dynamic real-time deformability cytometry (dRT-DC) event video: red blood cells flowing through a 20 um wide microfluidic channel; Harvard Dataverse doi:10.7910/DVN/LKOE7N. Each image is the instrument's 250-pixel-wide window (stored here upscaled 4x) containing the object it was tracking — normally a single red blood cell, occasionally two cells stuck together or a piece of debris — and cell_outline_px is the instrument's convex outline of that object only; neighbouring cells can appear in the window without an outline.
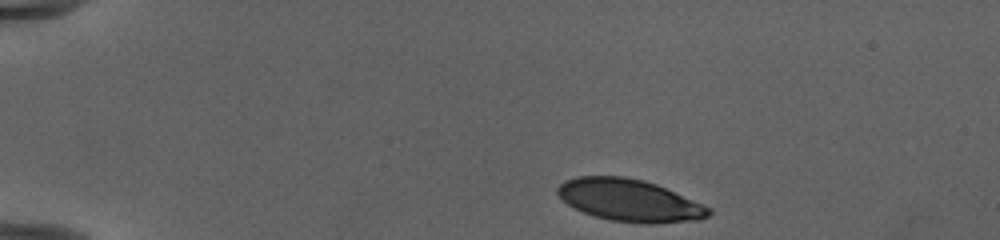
{"species": "human", "species_latin": "Homo sapiens", "temperature_condition": "cold", "stored_images_in_passage": 43, "camera_frame_rate_fps": 3000, "um_per_image_px": 0.085, "donor": {"sex": "female"}, "frame": {"image": 1, "passage_image": 1, "time_ms": 0.0, "image_size_px": [1000, 240], "cell_outline_px": [[712, 212], [708, 216], [700, 220], [652, 224], [640, 224], [608, 220], [584, 212], [568, 204], [556, 192], [556, 188], [564, 180], [576, 176], [624, 176], [644, 180], [656, 184], [712, 208]], "centroid_in_image_um": [53.52, 17.03], "position_along_channel_um": 31.5, "area_um2": 37.28}}
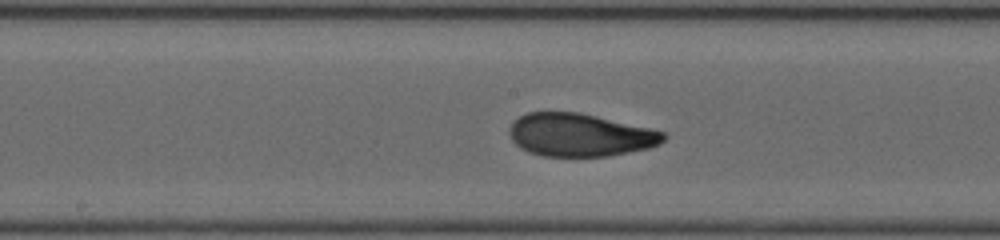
{"frame": {"image": 2, "passage_image": 20, "time_ms": 6.333, "image_size_px": [1000, 240], "cell_outline_px": [[668, 136], [660, 144], [648, 148], [608, 156], [544, 156], [528, 152], [520, 148], [512, 140], [508, 132], [508, 128], [520, 116], [528, 112], [580, 112], [648, 128], [664, 132]], "centroid_in_image_um": [49.28, 11.47], "position_along_channel_um": 198.9, "area_um2": 38.44}}
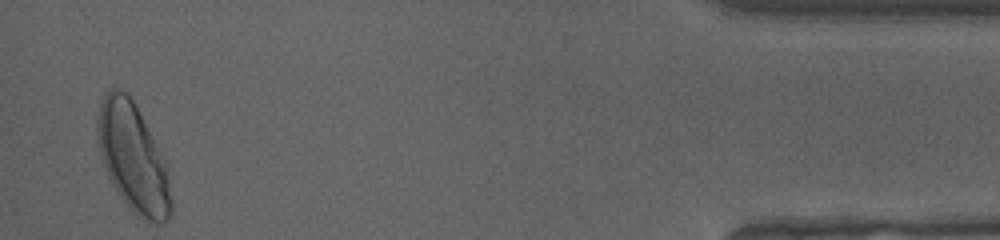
{"frame": {"image": 3, "passage_image": 42, "time_ms": 13.667, "image_size_px": [1000, 240], "cell_outline_px": [[172, 212], [168, 220], [160, 224], [156, 224], [136, 216], [128, 208], [112, 184], [108, 176], [100, 152], [96, 132], [96, 124], [100, 104], [104, 96], [112, 88], [120, 88], [128, 92], [136, 104], [156, 144], [168, 180], [172, 200]], "centroid_in_image_um": [11.28, 13.42], "position_along_channel_um": 423.9, "area_um2": 46.12}, "authors_computed_cell_mechanics": {"area_um2": 38.3214, "velocity_mm_per_s": 3.9776, "shape_relaxation_time_tau1_ms": 5.0772, "shape_relaxation_time_tau2_ms": 0.8153, "deformation_change_tau1": 0.1895, "deformation_change_tau2": 0.063}}